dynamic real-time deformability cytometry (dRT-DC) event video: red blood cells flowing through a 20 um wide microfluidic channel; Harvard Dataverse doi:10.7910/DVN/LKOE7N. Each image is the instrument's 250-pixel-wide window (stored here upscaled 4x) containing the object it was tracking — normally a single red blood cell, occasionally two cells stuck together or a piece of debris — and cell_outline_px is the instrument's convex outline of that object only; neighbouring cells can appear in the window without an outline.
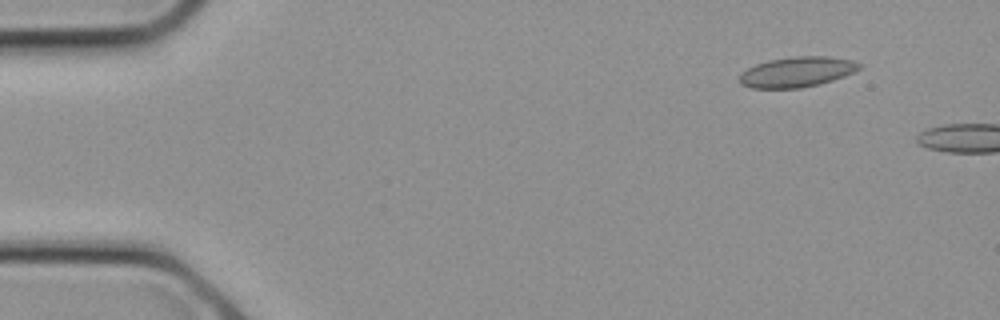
{"species": "common noctule bat (a hibernating species)", "species_latin": "Nyctalus noctula", "temperature_condition": "cold", "stored_images_in_passage": 3, "camera_frame_rate_fps": 3000, "um_per_image_px": 0.085, "animal": {"sex": "female", "body_mass_g": 21.9}, "frame": {"image": 1, "passage_image": 1, "time_ms": 0.0, "image_size_px": [1000, 320], "cell_outline_px": [[864, 64], [860, 68], [844, 76], [820, 84], [800, 88], [752, 88], [740, 84], [736, 80], [740, 72], [756, 64], [768, 60], [792, 56], [828, 56], [852, 60]], "centroid_in_image_um": [67.7, 6.11], "position_along_channel_um": 17.3, "area_um2": 21.39}}